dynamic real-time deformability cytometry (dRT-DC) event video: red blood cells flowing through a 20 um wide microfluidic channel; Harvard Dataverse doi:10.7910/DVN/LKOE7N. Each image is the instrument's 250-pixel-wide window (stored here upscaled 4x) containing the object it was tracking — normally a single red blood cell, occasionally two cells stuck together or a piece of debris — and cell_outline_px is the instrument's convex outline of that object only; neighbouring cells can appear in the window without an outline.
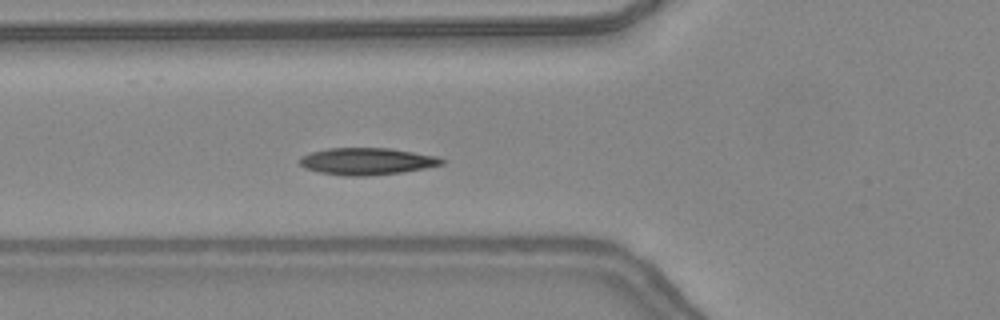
{"species": "common noctule bat (a hibernating species)", "species_latin": "Nyctalus noctula", "temperature_condition": "warm", "stored_images_in_passage": 46, "camera_frame_rate_fps": 3000, "um_per_image_px": 0.085, "animal": {"sex": "female", "body_mass_g": 24.6, "forearm_length_mm": 56.2}, "frame": {"image": 1, "passage_image": 16, "time_ms": 5.0, "image_size_px": [1000, 320], "cell_outline_px": [[444, 164], [424, 168], [400, 172], [368, 176], [344, 176], [320, 172], [304, 168], [300, 164], [300, 156], [312, 152], [328, 148], [388, 148], [436, 156], [444, 160]], "centroid_in_image_um": [31.15, 13.71], "position_along_channel_um": 94.7, "area_um2": 22.14}}
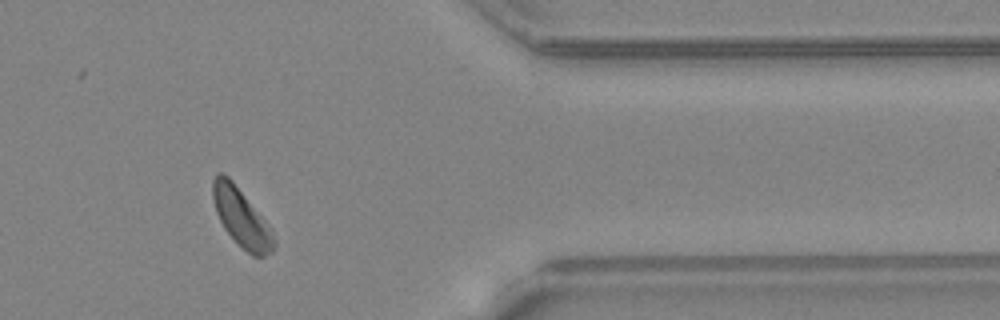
{"frame": {"image": 2, "passage_image": 38, "time_ms": 12.333, "image_size_px": [1000, 320], "cell_outline_px": [[276, 244], [272, 252], [264, 256], [252, 256], [224, 228], [216, 212], [212, 200], [212, 180], [216, 172], [224, 172], [232, 180], [268, 224], [276, 240]], "centroid_in_image_um": [20.5, 18.46], "position_along_channel_um": 390.9, "area_um2": 20.52}}
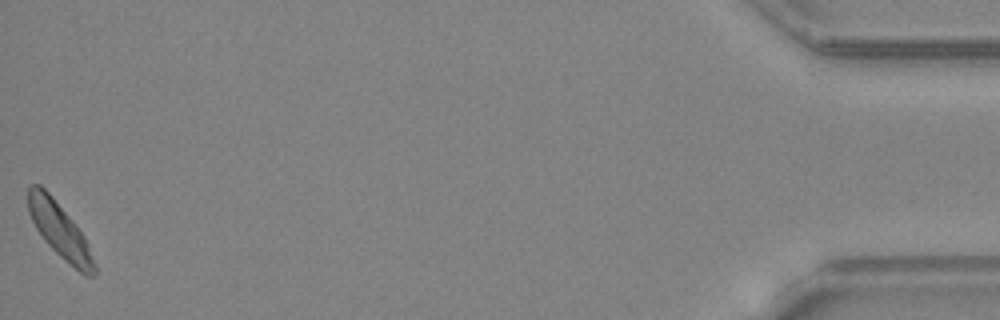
{"frame": {"image": 3, "passage_image": 46, "time_ms": 15.0, "image_size_px": [1000, 320], "cell_outline_px": [[96, 272], [92, 276], [84, 276], [64, 260], [44, 240], [36, 228], [28, 212], [28, 188], [32, 184], [40, 184], [52, 196], [72, 220], [84, 236], [88, 244], [96, 264]], "centroid_in_image_um": [5.09, 19.6], "position_along_channel_um": 430.1, "area_um2": 21.04}, "authors_computed_cell_mechanics": {"area_um2": 20.9236, "velocity_mm_per_s": 4.317, "shape_relaxation_time_tau1_ms": 2.336, "shape_relaxation_time_tau2_ms": null, "deformation_change_tau1": 0.1239, "deformation_change_tau2": null}}